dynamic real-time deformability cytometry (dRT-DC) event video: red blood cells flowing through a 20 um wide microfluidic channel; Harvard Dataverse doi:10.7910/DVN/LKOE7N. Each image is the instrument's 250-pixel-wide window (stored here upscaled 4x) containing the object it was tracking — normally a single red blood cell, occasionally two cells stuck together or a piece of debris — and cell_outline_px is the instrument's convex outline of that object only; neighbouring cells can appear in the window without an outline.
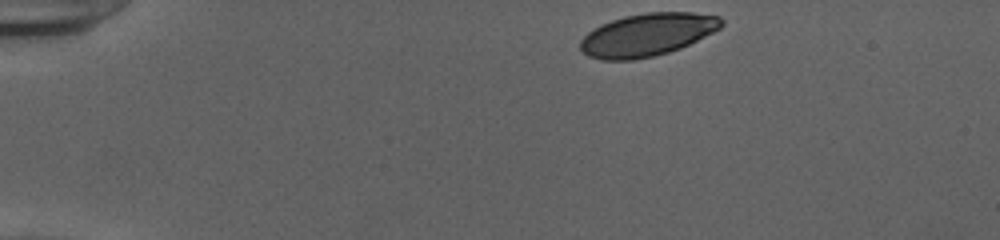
{"species": "human", "species_latin": "Homo sapiens", "temperature_condition": "cold", "stored_images_in_passage": 45, "camera_frame_rate_fps": 3000, "um_per_image_px": 0.085, "donor": {"sex": "female"}, "frame": {"image": 1, "passage_image": 1, "time_ms": 0.0, "image_size_px": [1000, 240], "cell_outline_px": [[724, 24], [720, 28], [680, 48], [668, 52], [652, 56], [632, 60], [604, 60], [588, 56], [580, 48], [580, 40], [588, 32], [600, 24], [624, 16], [648, 12], [692, 12], [720, 16], [724, 20]], "centroid_in_image_um": [55.02, 2.94], "position_along_channel_um": 30.0, "area_um2": 34.97}}
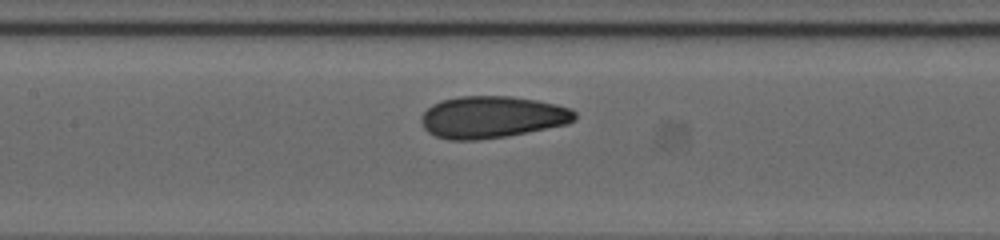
{"frame": {"image": 2, "passage_image": 18, "time_ms": 5.667, "image_size_px": [1000, 240], "cell_outline_px": [[576, 120], [568, 124], [508, 136], [476, 140], [448, 140], [436, 136], [428, 132], [424, 128], [420, 120], [420, 116], [432, 104], [440, 100], [460, 96], [512, 96], [536, 100], [556, 104], [572, 108], [576, 112]], "centroid_in_image_um": [41.83, 9.95], "position_along_channel_um": 165.6, "area_um2": 37.86}}
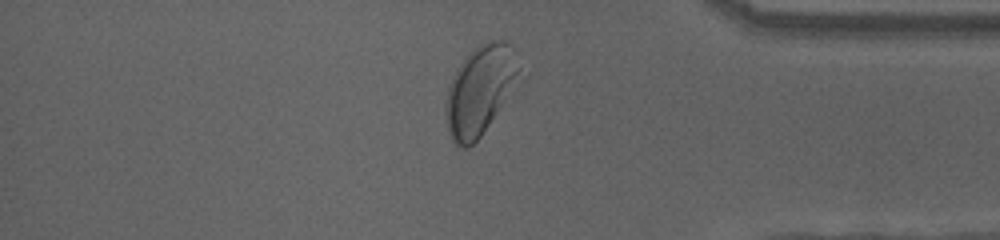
{"frame": {"image": 3, "passage_image": 37, "time_ms": 12.0, "image_size_px": [1000, 240], "cell_outline_px": [[528, 76], [480, 136], [468, 148], [456, 148], [448, 132], [444, 112], [444, 104], [448, 88], [452, 76], [468, 52], [480, 44], [492, 40], [504, 40], [512, 44]], "centroid_in_image_um": [40.92, 7.64], "position_along_channel_um": 394.3, "area_um2": 40.34}, "authors_computed_cell_mechanics": {"area_um2": 36.992, "velocity_mm_per_s": 3.8658, "shape_relaxation_time_tau1_ms": 2.6335, "shape_relaxation_time_tau2_ms": 0.9699, "deformation_change_tau1": 0.128, "deformation_change_tau2": 0.0559}}